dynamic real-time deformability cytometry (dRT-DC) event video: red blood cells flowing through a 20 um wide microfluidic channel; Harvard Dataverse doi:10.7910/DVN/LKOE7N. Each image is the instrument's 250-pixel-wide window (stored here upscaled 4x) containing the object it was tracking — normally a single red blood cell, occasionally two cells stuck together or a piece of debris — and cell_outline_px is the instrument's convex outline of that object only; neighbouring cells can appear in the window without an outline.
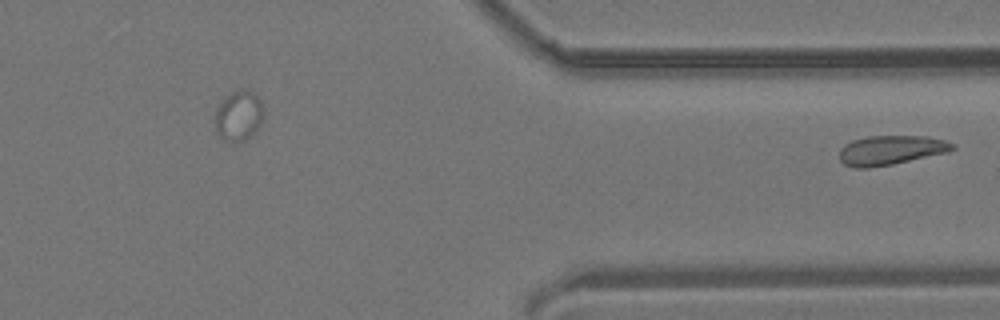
{"species": "common noctule bat (a hibernating species)", "species_latin": "Nyctalus noctula", "temperature_condition": "room temperature", "stored_images_in_passage": 26, "segment_of_instrument_passage": [2, 2], "camera_frame_rate_fps": 3000, "um_per_image_px": 0.085, "animal": {"sex": "male", "body_mass_g": 19.2, "forearm_length_mm": 51.8}, "frame": {"image": 1, "passage_image": 26, "time_ms": 8.333, "image_size_px": [1000, 320], "cell_outline_px": [[956, 148], [948, 152], [892, 164], [868, 168], [852, 168], [844, 164], [840, 160], [840, 148], [844, 144], [852, 140], [868, 136], [928, 136], [944, 140], [956, 144]], "centroid_in_image_um": [75.71, 12.76], "position_along_channel_um": 335.7, "area_um2": 19.48}}